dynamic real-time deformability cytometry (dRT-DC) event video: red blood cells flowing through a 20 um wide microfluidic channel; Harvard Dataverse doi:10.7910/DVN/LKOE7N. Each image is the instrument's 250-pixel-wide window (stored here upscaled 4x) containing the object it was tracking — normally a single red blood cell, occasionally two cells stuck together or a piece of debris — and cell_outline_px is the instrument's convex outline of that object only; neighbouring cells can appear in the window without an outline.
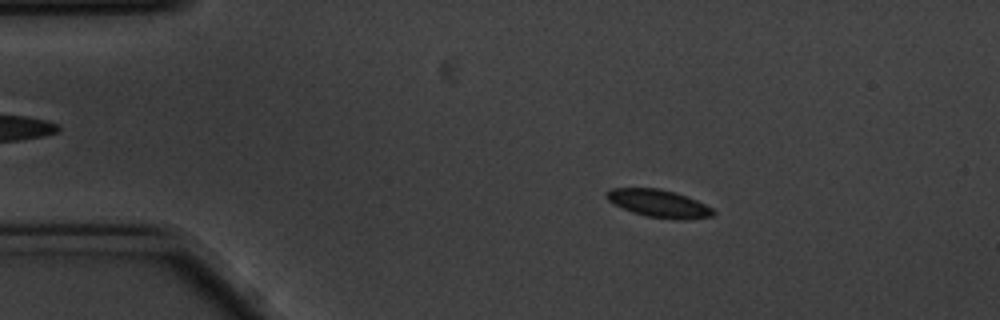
{"species": "common noctule bat (a hibernating species)", "species_latin": "Nyctalus noctula", "temperature_condition": "cold", "stored_images_in_passage": 58, "camera_frame_rate_fps": 3000, "um_per_image_px": 0.085, "animal": {"sex": "male", "body_mass_g": 20.1, "forearm_length_mm": 53.5}, "frame": {"image": 1, "passage_image": 10, "time_ms": 3.0, "image_size_px": [1000, 320], "cell_outline_px": [[716, 212], [712, 216], [684, 220], [676, 220], [648, 216], [632, 212], [608, 200], [604, 196], [604, 192], [612, 188], [656, 188], [676, 192], [696, 200], [712, 208]], "centroid_in_image_um": [56.0, 17.29], "position_along_channel_um": 29.0, "area_um2": 17.11}}
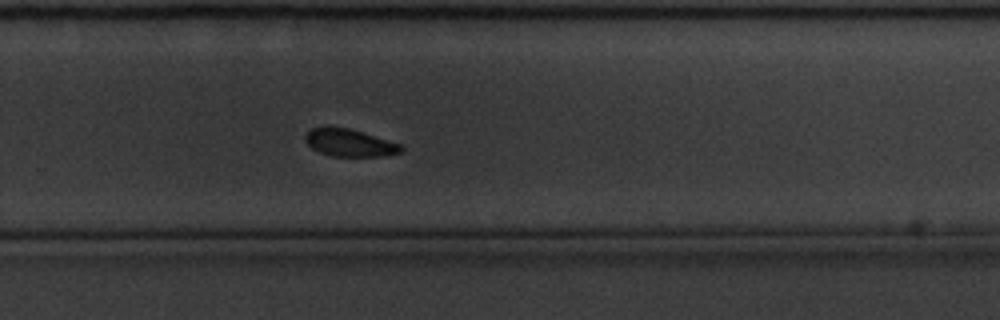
{"frame": {"image": 2, "passage_image": 38, "time_ms": 12.333, "image_size_px": [1000, 320], "cell_outline_px": [[404, 148], [400, 152], [384, 156], [332, 156], [320, 152], [312, 148], [304, 140], [304, 136], [312, 128], [348, 128], [400, 144]], "centroid_in_image_um": [29.71, 12.16], "position_along_channel_um": 300.1, "area_um2": 14.85}}
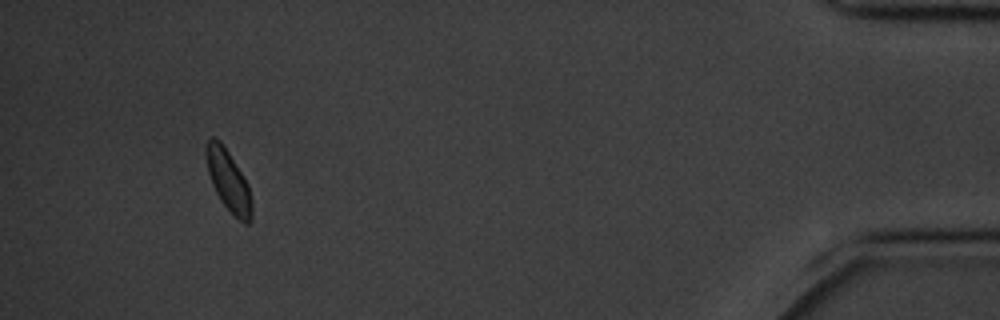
{"frame": {"image": 3, "passage_image": 54, "time_ms": 17.667, "image_size_px": [1000, 320], "cell_outline_px": [[252, 220], [248, 224], [244, 224], [220, 200], [212, 184], [208, 172], [204, 156], [204, 148], [208, 140], [212, 136], [220, 140], [228, 152], [248, 184], [252, 200]], "centroid_in_image_um": [19.4, 15.34], "position_along_channel_um": 415.8, "area_um2": 16.24}}